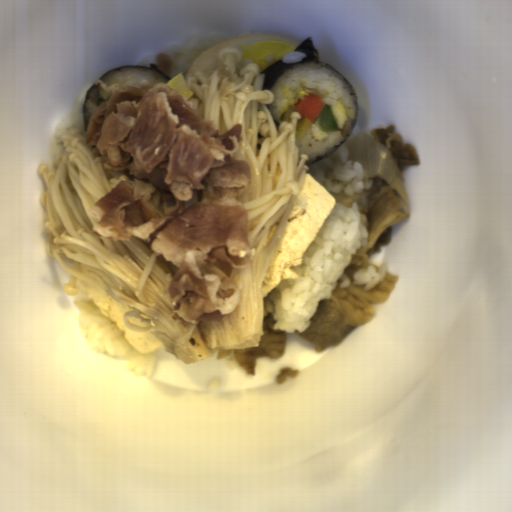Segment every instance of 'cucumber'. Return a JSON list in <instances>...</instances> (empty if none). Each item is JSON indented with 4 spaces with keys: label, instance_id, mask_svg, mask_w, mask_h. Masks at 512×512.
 I'll list each match as a JSON object with an SVG mask.
<instances>
[{
    "label": "cucumber",
    "instance_id": "1",
    "mask_svg": "<svg viewBox=\"0 0 512 512\" xmlns=\"http://www.w3.org/2000/svg\"><path fill=\"white\" fill-rule=\"evenodd\" d=\"M314 121L318 128L327 133H335L338 130L336 119L327 103H324V107Z\"/></svg>",
    "mask_w": 512,
    "mask_h": 512
}]
</instances>
